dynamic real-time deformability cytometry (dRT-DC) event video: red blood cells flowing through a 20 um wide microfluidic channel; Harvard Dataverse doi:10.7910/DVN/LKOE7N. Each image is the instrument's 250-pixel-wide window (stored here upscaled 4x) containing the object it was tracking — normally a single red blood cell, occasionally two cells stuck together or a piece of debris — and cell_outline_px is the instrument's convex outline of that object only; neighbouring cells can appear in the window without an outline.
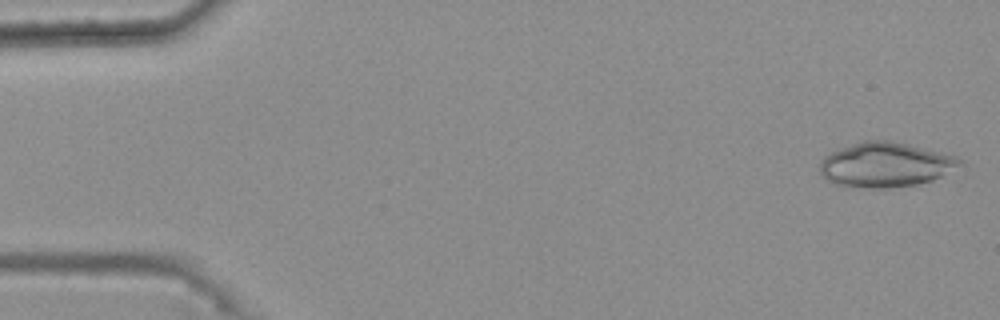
{"species": "common noctule bat (a hibernating species)", "species_latin": "Nyctalus noctula", "temperature_condition": "warm", "stored_images_in_passage": 47, "camera_frame_rate_fps": 3000, "um_per_image_px": 0.085, "animal": {"sex": "female", "body_mass_g": 25.1}, "frame": {"image": 1, "passage_image": 2, "time_ms": 0.333, "image_size_px": [1000, 320], "cell_outline_px": [[964, 164], [932, 180], [916, 184], [892, 188], [848, 188], [836, 184], [820, 176], [820, 160], [824, 156], [840, 148], [864, 140], [892, 140], [956, 156]], "centroid_in_image_um": [75.21, 14.01], "position_along_channel_um": 9.8, "area_um2": 36.65}}
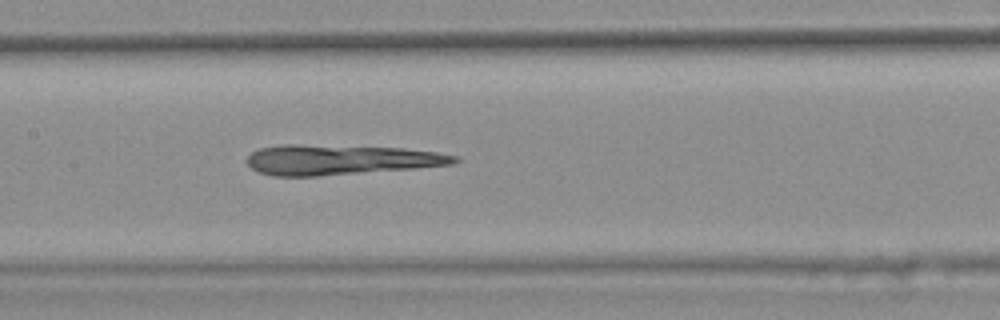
{"frame": {"image": 2, "passage_image": 26, "time_ms": 8.333, "image_size_px": [1000, 320], "cell_outline_px": [[460, 160], [452, 164], [412, 168], [316, 176], [272, 176], [260, 172], [252, 168], [248, 164], [248, 156], [252, 152], [260, 148], [280, 144], [300, 144], [404, 148], [436, 152], [460, 156]], "centroid_in_image_um": [28.92, 13.56], "position_along_channel_um": 178.5, "area_um2": 36.18}}
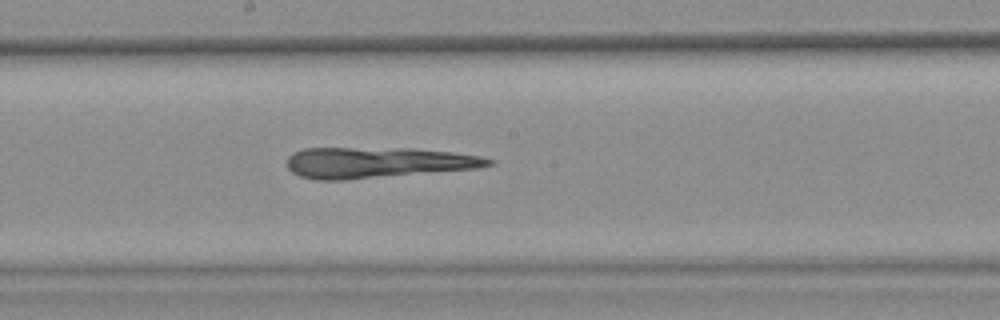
{"frame": {"image": 3, "passage_image": 29, "time_ms": 9.333, "image_size_px": [1000, 320], "cell_outline_px": [[496, 164], [476, 168], [344, 180], [316, 180], [300, 176], [292, 172], [284, 164], [288, 156], [292, 152], [304, 148], [412, 148], [452, 152], [480, 156], [496, 160]], "centroid_in_image_um": [32.03, 13.81], "position_along_channel_um": 216.2, "area_um2": 36.36}}